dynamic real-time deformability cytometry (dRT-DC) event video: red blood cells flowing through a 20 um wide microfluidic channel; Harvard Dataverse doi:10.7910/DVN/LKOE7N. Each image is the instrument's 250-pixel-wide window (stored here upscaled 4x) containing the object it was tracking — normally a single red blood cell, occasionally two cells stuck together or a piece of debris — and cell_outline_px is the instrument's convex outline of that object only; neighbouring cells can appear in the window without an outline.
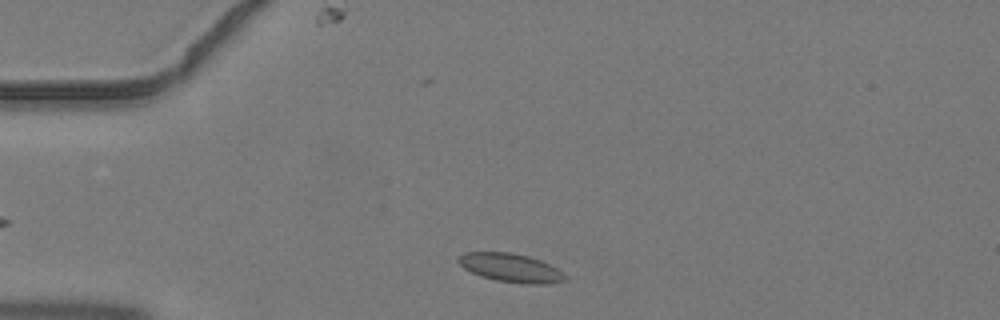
{"species": "common noctule bat (a hibernating species)", "species_latin": "Nyctalus noctula", "temperature_condition": "warm", "stored_images_in_passage": 6, "segment_of_instrument_passage": [2, 2], "camera_frame_rate_fps": 3000, "um_per_image_px": 0.085, "animal": {"sex": "male", "body_mass_g": 19.2, "forearm_length_mm": 51.8}, "frame": {"image": 1, "passage_image": 6, "time_ms": 1.667, "image_size_px": [1000, 320], "cell_outline_px": [[568, 280], [548, 284], [524, 284], [496, 280], [480, 276], [464, 268], [456, 260], [464, 252], [512, 252], [528, 256], [540, 260], [564, 272], [568, 276]], "centroid_in_image_um": [43.45, 22.77], "position_along_channel_um": 41.5, "area_um2": 17.92}}